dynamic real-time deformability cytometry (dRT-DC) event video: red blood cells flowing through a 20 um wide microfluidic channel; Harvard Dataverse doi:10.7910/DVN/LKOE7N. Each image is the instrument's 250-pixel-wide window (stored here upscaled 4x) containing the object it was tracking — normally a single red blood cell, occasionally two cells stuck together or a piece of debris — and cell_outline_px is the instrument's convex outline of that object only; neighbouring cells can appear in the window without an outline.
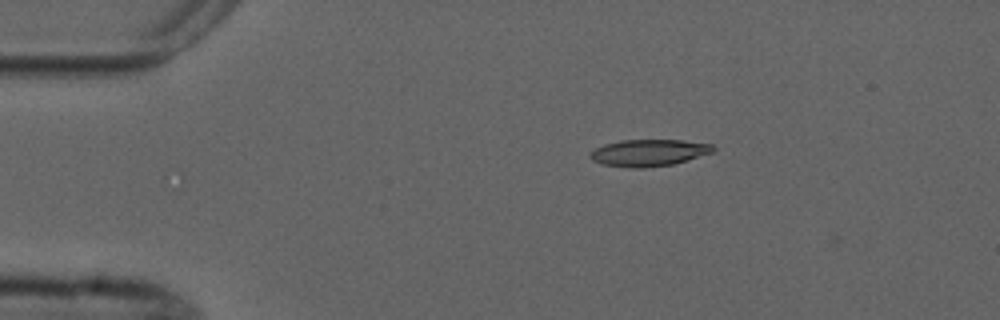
{"species": "common noctule bat (a hibernating species)", "species_latin": "Nyctalus noctula", "temperature_condition": "cold", "stored_images_in_passage": 3, "camera_frame_rate_fps": 3000, "um_per_image_px": 0.085, "animal": {"sex": "male", "forearm_length_mm": 52.5}, "frame": {"image": 1, "passage_image": 1, "time_ms": 0.0, "image_size_px": [1000, 320], "cell_outline_px": [[716, 148], [712, 152], [672, 164], [644, 168], [628, 168], [600, 164], [592, 160], [588, 156], [588, 152], [604, 144], [620, 140], [684, 140], [712, 144]], "centroid_in_image_um": [55.08, 12.98], "position_along_channel_um": 29.9, "area_um2": 19.31}}